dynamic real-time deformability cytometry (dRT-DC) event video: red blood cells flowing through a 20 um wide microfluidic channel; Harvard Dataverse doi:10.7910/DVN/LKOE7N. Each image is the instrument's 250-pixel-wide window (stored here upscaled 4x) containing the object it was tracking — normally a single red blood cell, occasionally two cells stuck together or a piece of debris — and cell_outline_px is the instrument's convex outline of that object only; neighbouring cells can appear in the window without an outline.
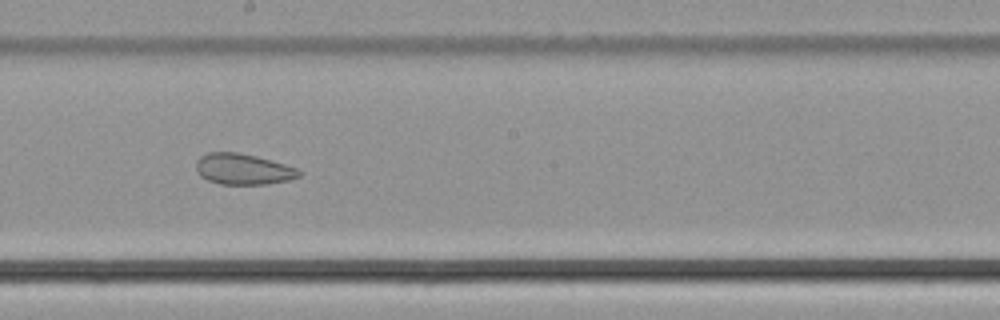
{"species": "common noctule bat (a hibernating species)", "species_latin": "Nyctalus noctula", "temperature_condition": "cold", "stored_images_in_passage": 39, "camera_frame_rate_fps": 3000, "um_per_image_px": 0.085, "animal": {"sex": "male", "body_mass_g": 21.5, "forearm_length_mm": 52.0}, "frame": {"image": 1, "passage_image": 17, "time_ms": 5.333, "image_size_px": [1000, 320], "cell_outline_px": [[300, 176], [288, 180], [268, 184], [220, 184], [208, 180], [200, 176], [196, 172], [196, 160], [200, 156], [208, 152], [236, 152], [256, 156], [284, 164], [296, 168], [300, 172]], "centroid_in_image_um": [20.62, 14.37], "position_along_channel_um": 227.6, "area_um2": 18.5}}